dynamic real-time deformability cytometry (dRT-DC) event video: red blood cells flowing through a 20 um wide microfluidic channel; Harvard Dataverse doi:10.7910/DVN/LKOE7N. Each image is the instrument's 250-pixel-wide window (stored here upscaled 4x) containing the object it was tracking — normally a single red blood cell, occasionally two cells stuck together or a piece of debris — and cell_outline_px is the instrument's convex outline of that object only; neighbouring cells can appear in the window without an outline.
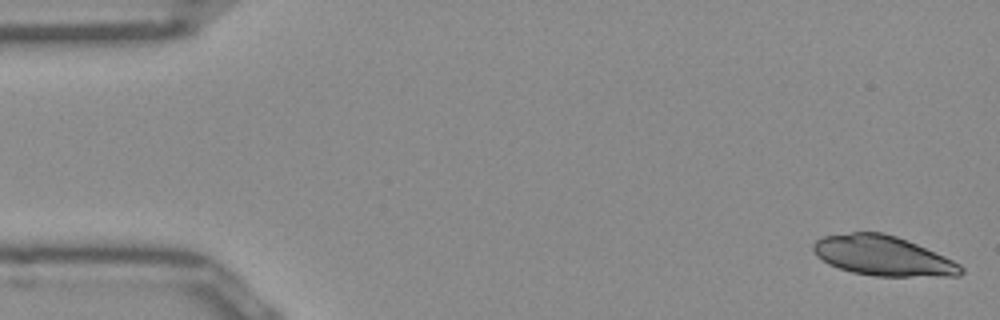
{"species": "Egyptian fruit bat (a non-hibernating species)", "species_latin": "Rousettus aegyptiacus", "temperature_condition": "room temperature", "stored_images_in_passage": 51, "camera_frame_rate_fps": 3000, "um_per_image_px": 0.085, "frame": {"image": 1, "passage_image": 1, "time_ms": 0.0, "image_size_px": [1000, 320], "cell_outline_px": [[964, 272], [960, 276], [876, 276], [852, 272], [828, 264], [816, 256], [812, 248], [812, 244], [816, 240], [824, 236], [852, 232], [884, 232], [896, 236], [916, 244], [944, 256], [960, 264], [964, 268]], "centroid_in_image_um": [75.04, 21.74], "position_along_channel_um": 10.0, "area_um2": 34.22}}